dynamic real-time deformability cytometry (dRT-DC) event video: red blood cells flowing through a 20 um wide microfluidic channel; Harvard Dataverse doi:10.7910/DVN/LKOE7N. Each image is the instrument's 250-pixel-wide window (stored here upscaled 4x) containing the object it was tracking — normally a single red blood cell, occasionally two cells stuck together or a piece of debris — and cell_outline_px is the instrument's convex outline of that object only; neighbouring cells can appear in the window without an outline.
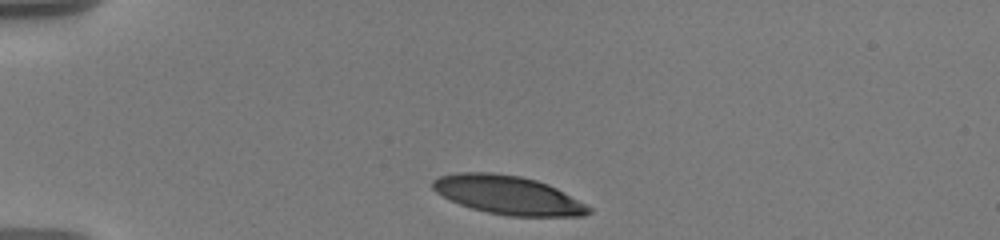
{"species": "human", "species_latin": "Homo sapiens", "temperature_condition": "warm", "stored_images_in_passage": 3, "camera_frame_rate_fps": 3000, "um_per_image_px": 0.085, "donor": {"sex": "male"}, "frame": {"image": 1, "passage_image": 1, "time_ms": 0.0, "image_size_px": [1000, 240], "cell_outline_px": [[592, 212], [584, 216], [508, 216], [488, 212], [472, 208], [460, 204], [436, 192], [432, 188], [432, 180], [440, 176], [456, 172], [492, 172], [520, 176], [536, 180], [548, 184], [556, 188], [592, 208]], "centroid_in_image_um": [43.18, 16.57], "position_along_channel_um": 41.8, "area_um2": 34.91}}